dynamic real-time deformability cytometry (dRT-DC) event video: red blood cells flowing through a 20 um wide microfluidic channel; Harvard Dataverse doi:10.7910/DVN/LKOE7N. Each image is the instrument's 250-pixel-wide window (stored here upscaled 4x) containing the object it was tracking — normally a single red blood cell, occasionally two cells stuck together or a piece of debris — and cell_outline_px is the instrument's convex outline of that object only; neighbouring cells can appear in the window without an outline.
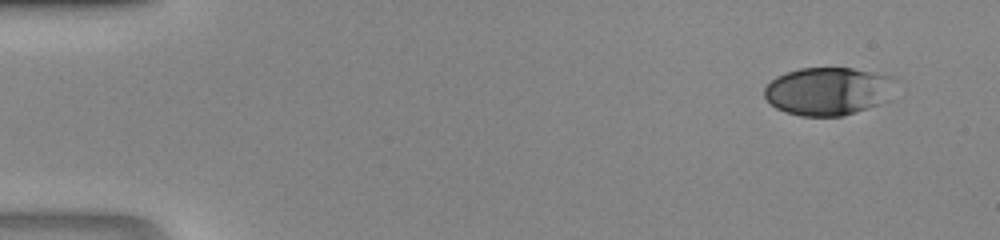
{"species": "human", "species_latin": "Homo sapiens", "temperature_condition": "room temperature", "stored_images_in_passage": 44, "camera_frame_rate_fps": 3000, "um_per_image_px": 0.085, "donor": {"sex": "male"}, "frame": {"image": 1, "passage_image": 1, "time_ms": 0.0, "image_size_px": [1000, 240], "cell_outline_px": [[892, 76], [880, 104], [840, 116], [800, 116], [784, 112], [776, 108], [764, 96], [764, 88], [776, 76], [800, 68], [852, 68]], "centroid_in_image_um": [70.24, 7.75], "position_along_channel_um": 14.8, "area_um2": 35.55}}
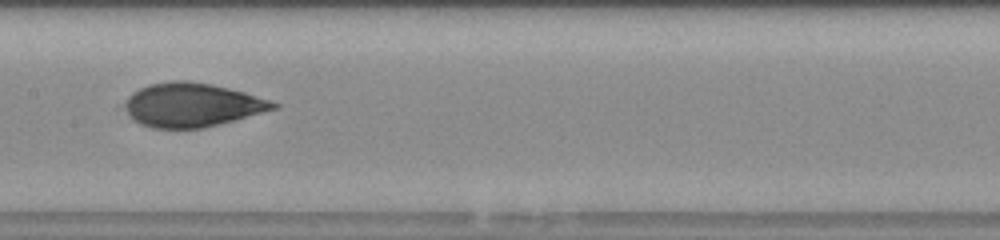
{"frame": {"image": 2, "passage_image": 22, "time_ms": 7.0, "image_size_px": [1000, 240], "cell_outline_px": [[280, 108], [204, 128], [156, 128], [140, 124], [128, 112], [128, 96], [132, 92], [148, 84], [172, 80], [188, 80], [212, 84], [244, 92], [272, 100], [280, 104]], "centroid_in_image_um": [16.4, 8.9], "position_along_channel_um": 191.0, "area_um2": 37.74}}
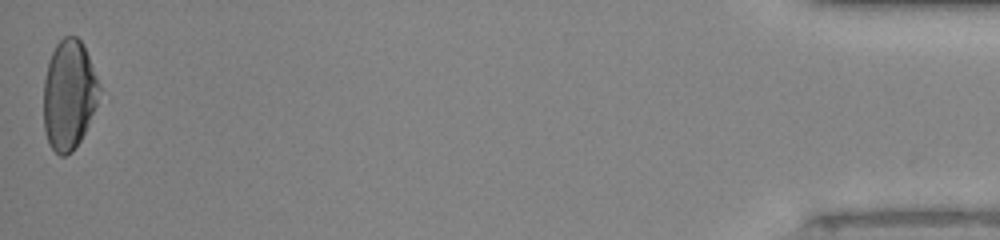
{"frame": {"image": 3, "passage_image": 44, "time_ms": 14.333, "image_size_px": [1000, 240], "cell_outline_px": [[100, 88], [96, 104], [88, 124], [80, 140], [72, 152], [64, 156], [60, 156], [48, 144], [44, 132], [44, 80], [48, 64], [52, 52], [56, 44], [64, 36], [76, 36], [80, 40], [88, 56], [100, 84]], "centroid_in_image_um": [5.84, 8.08], "position_along_channel_um": 429.4, "area_um2": 35.32}}